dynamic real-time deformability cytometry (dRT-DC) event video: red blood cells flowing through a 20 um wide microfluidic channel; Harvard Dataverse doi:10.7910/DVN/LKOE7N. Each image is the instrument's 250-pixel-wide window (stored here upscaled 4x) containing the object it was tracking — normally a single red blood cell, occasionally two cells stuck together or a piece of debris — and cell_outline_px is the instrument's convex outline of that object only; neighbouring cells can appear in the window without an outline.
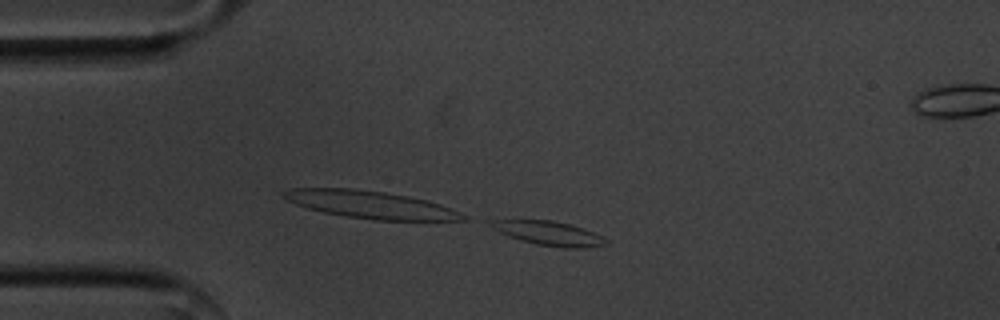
{"species": "common noctule bat (a hibernating species)", "species_latin": "Nyctalus noctula", "temperature_condition": "cold", "stored_images_in_passage": 9, "camera_frame_rate_fps": 3000, "um_per_image_px": 0.085, "animal": {"sex": "male", "body_mass_g": 20.1, "forearm_length_mm": 53.5}, "frame": {"image": 1, "passage_image": 9, "time_ms": 2.667, "image_size_px": [1000, 320], "cell_outline_px": [[608, 244], [584, 248], [564, 248], [536, 244], [520, 240], [508, 236], [492, 228], [484, 220], [552, 220], [568, 224], [592, 232], [608, 240]], "centroid_in_image_um": [46.59, 19.83], "position_along_channel_um": 38.4, "area_um2": 16.07}}